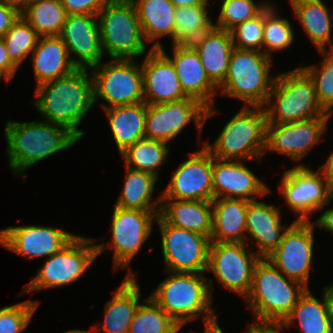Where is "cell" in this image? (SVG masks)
I'll return each mask as SVG.
<instances>
[{"label": "cell", "instance_id": "obj_1", "mask_svg": "<svg viewBox=\"0 0 333 333\" xmlns=\"http://www.w3.org/2000/svg\"><path fill=\"white\" fill-rule=\"evenodd\" d=\"M88 70L77 68L64 77L39 85L35 89L37 99L31 101L44 121L65 126L79 139L85 132L78 127L94 106L93 80Z\"/></svg>", "mask_w": 333, "mask_h": 333}, {"label": "cell", "instance_id": "obj_2", "mask_svg": "<svg viewBox=\"0 0 333 333\" xmlns=\"http://www.w3.org/2000/svg\"><path fill=\"white\" fill-rule=\"evenodd\" d=\"M4 128L8 166L14 175H22L24 182L26 169L51 155L73 147L80 140L65 126L47 121L10 120L5 123Z\"/></svg>", "mask_w": 333, "mask_h": 333}, {"label": "cell", "instance_id": "obj_3", "mask_svg": "<svg viewBox=\"0 0 333 333\" xmlns=\"http://www.w3.org/2000/svg\"><path fill=\"white\" fill-rule=\"evenodd\" d=\"M169 275L150 295L181 327L200 314L205 325L218 321L213 309V282L204 273H174ZM209 280V281H208Z\"/></svg>", "mask_w": 333, "mask_h": 333}, {"label": "cell", "instance_id": "obj_4", "mask_svg": "<svg viewBox=\"0 0 333 333\" xmlns=\"http://www.w3.org/2000/svg\"><path fill=\"white\" fill-rule=\"evenodd\" d=\"M306 289L300 282L284 276L268 258H261L244 301L255 316L254 323L282 324Z\"/></svg>", "mask_w": 333, "mask_h": 333}, {"label": "cell", "instance_id": "obj_5", "mask_svg": "<svg viewBox=\"0 0 333 333\" xmlns=\"http://www.w3.org/2000/svg\"><path fill=\"white\" fill-rule=\"evenodd\" d=\"M273 97H275L274 100L276 99L274 102ZM263 108L267 124L300 122L326 117V111L317 100L313 80L301 67L275 76Z\"/></svg>", "mask_w": 333, "mask_h": 333}, {"label": "cell", "instance_id": "obj_6", "mask_svg": "<svg viewBox=\"0 0 333 333\" xmlns=\"http://www.w3.org/2000/svg\"><path fill=\"white\" fill-rule=\"evenodd\" d=\"M266 113L261 106H243L223 127L214 144L204 146L214 158L262 161L266 146Z\"/></svg>", "mask_w": 333, "mask_h": 333}, {"label": "cell", "instance_id": "obj_7", "mask_svg": "<svg viewBox=\"0 0 333 333\" xmlns=\"http://www.w3.org/2000/svg\"><path fill=\"white\" fill-rule=\"evenodd\" d=\"M272 59L263 52L233 48L224 82L218 91L244 106H261L267 101L275 77L271 78Z\"/></svg>", "mask_w": 333, "mask_h": 333}, {"label": "cell", "instance_id": "obj_8", "mask_svg": "<svg viewBox=\"0 0 333 333\" xmlns=\"http://www.w3.org/2000/svg\"><path fill=\"white\" fill-rule=\"evenodd\" d=\"M104 54L111 59H136L146 53L140 21L131 0H110L98 13Z\"/></svg>", "mask_w": 333, "mask_h": 333}, {"label": "cell", "instance_id": "obj_9", "mask_svg": "<svg viewBox=\"0 0 333 333\" xmlns=\"http://www.w3.org/2000/svg\"><path fill=\"white\" fill-rule=\"evenodd\" d=\"M94 241V238L76 235L60 251L46 259L20 296L27 292L74 284L97 258Z\"/></svg>", "mask_w": 333, "mask_h": 333}, {"label": "cell", "instance_id": "obj_10", "mask_svg": "<svg viewBox=\"0 0 333 333\" xmlns=\"http://www.w3.org/2000/svg\"><path fill=\"white\" fill-rule=\"evenodd\" d=\"M93 102L103 99V109L144 101L141 64L135 59H111L91 68Z\"/></svg>", "mask_w": 333, "mask_h": 333}, {"label": "cell", "instance_id": "obj_11", "mask_svg": "<svg viewBox=\"0 0 333 333\" xmlns=\"http://www.w3.org/2000/svg\"><path fill=\"white\" fill-rule=\"evenodd\" d=\"M281 179L278 189L290 210L299 215L296 220H311L309 216L333 199V184L320 169L314 171L303 163L297 164L284 171Z\"/></svg>", "mask_w": 333, "mask_h": 333}, {"label": "cell", "instance_id": "obj_12", "mask_svg": "<svg viewBox=\"0 0 333 333\" xmlns=\"http://www.w3.org/2000/svg\"><path fill=\"white\" fill-rule=\"evenodd\" d=\"M155 221L161 234V250L165 271L206 273L209 262L210 237L168 224L160 215Z\"/></svg>", "mask_w": 333, "mask_h": 333}, {"label": "cell", "instance_id": "obj_13", "mask_svg": "<svg viewBox=\"0 0 333 333\" xmlns=\"http://www.w3.org/2000/svg\"><path fill=\"white\" fill-rule=\"evenodd\" d=\"M216 113V106L207 108L190 97L163 104H146L145 138L168 144L192 121L201 135L207 119Z\"/></svg>", "mask_w": 333, "mask_h": 333}, {"label": "cell", "instance_id": "obj_14", "mask_svg": "<svg viewBox=\"0 0 333 333\" xmlns=\"http://www.w3.org/2000/svg\"><path fill=\"white\" fill-rule=\"evenodd\" d=\"M160 211H141L123 209L114 206L111 233L112 242L96 244L97 257L106 248L114 251V271L125 269L129 266L134 256L139 252L143 243L150 237L153 222Z\"/></svg>", "mask_w": 333, "mask_h": 333}, {"label": "cell", "instance_id": "obj_15", "mask_svg": "<svg viewBox=\"0 0 333 333\" xmlns=\"http://www.w3.org/2000/svg\"><path fill=\"white\" fill-rule=\"evenodd\" d=\"M246 243L211 242L207 271L232 292L248 295L255 266L261 259Z\"/></svg>", "mask_w": 333, "mask_h": 333}, {"label": "cell", "instance_id": "obj_16", "mask_svg": "<svg viewBox=\"0 0 333 333\" xmlns=\"http://www.w3.org/2000/svg\"><path fill=\"white\" fill-rule=\"evenodd\" d=\"M314 227L311 220H294L284 231L278 247L267 257L284 276L307 288L314 251Z\"/></svg>", "mask_w": 333, "mask_h": 333}, {"label": "cell", "instance_id": "obj_17", "mask_svg": "<svg viewBox=\"0 0 333 333\" xmlns=\"http://www.w3.org/2000/svg\"><path fill=\"white\" fill-rule=\"evenodd\" d=\"M169 184L161 194L162 199L212 201V154L204 146L189 155L173 171Z\"/></svg>", "mask_w": 333, "mask_h": 333}, {"label": "cell", "instance_id": "obj_18", "mask_svg": "<svg viewBox=\"0 0 333 333\" xmlns=\"http://www.w3.org/2000/svg\"><path fill=\"white\" fill-rule=\"evenodd\" d=\"M76 235L62 228L21 225L0 230V245L25 259L50 257Z\"/></svg>", "mask_w": 333, "mask_h": 333}, {"label": "cell", "instance_id": "obj_19", "mask_svg": "<svg viewBox=\"0 0 333 333\" xmlns=\"http://www.w3.org/2000/svg\"><path fill=\"white\" fill-rule=\"evenodd\" d=\"M326 126V117L300 122L267 124L264 152H278L295 162L301 161L304 156L309 155L310 148L320 142Z\"/></svg>", "mask_w": 333, "mask_h": 333}, {"label": "cell", "instance_id": "obj_20", "mask_svg": "<svg viewBox=\"0 0 333 333\" xmlns=\"http://www.w3.org/2000/svg\"><path fill=\"white\" fill-rule=\"evenodd\" d=\"M59 36L67 47L70 60L77 68L91 69L102 62L105 55L98 15H67Z\"/></svg>", "mask_w": 333, "mask_h": 333}, {"label": "cell", "instance_id": "obj_21", "mask_svg": "<svg viewBox=\"0 0 333 333\" xmlns=\"http://www.w3.org/2000/svg\"><path fill=\"white\" fill-rule=\"evenodd\" d=\"M159 40L151 48L159 49L173 64L181 88L187 97L201 102L207 108L214 107L218 88L207 77L197 51L191 44L173 45L172 57L164 51Z\"/></svg>", "mask_w": 333, "mask_h": 333}, {"label": "cell", "instance_id": "obj_22", "mask_svg": "<svg viewBox=\"0 0 333 333\" xmlns=\"http://www.w3.org/2000/svg\"><path fill=\"white\" fill-rule=\"evenodd\" d=\"M213 195L215 198L256 200L270 189L244 162L212 156Z\"/></svg>", "mask_w": 333, "mask_h": 333}, {"label": "cell", "instance_id": "obj_23", "mask_svg": "<svg viewBox=\"0 0 333 333\" xmlns=\"http://www.w3.org/2000/svg\"><path fill=\"white\" fill-rule=\"evenodd\" d=\"M141 68L146 104H163L188 98L172 62L159 49H149Z\"/></svg>", "mask_w": 333, "mask_h": 333}, {"label": "cell", "instance_id": "obj_24", "mask_svg": "<svg viewBox=\"0 0 333 333\" xmlns=\"http://www.w3.org/2000/svg\"><path fill=\"white\" fill-rule=\"evenodd\" d=\"M280 209L275 205L253 200L248 201L246 209V244L247 240H255L256 254L267 258L280 244L287 222L281 225ZM283 231V232H282ZM282 232V233H281Z\"/></svg>", "mask_w": 333, "mask_h": 333}, {"label": "cell", "instance_id": "obj_25", "mask_svg": "<svg viewBox=\"0 0 333 333\" xmlns=\"http://www.w3.org/2000/svg\"><path fill=\"white\" fill-rule=\"evenodd\" d=\"M128 271L123 282L110 301L105 305L104 322L102 326L92 327L93 333H129L130 323L140 305V286L136 275Z\"/></svg>", "mask_w": 333, "mask_h": 333}, {"label": "cell", "instance_id": "obj_26", "mask_svg": "<svg viewBox=\"0 0 333 333\" xmlns=\"http://www.w3.org/2000/svg\"><path fill=\"white\" fill-rule=\"evenodd\" d=\"M191 45L197 51L207 77L218 88L226 78L234 48L231 31L213 27Z\"/></svg>", "mask_w": 333, "mask_h": 333}, {"label": "cell", "instance_id": "obj_27", "mask_svg": "<svg viewBox=\"0 0 333 333\" xmlns=\"http://www.w3.org/2000/svg\"><path fill=\"white\" fill-rule=\"evenodd\" d=\"M31 55L36 87L77 69L60 36H40Z\"/></svg>", "mask_w": 333, "mask_h": 333}, {"label": "cell", "instance_id": "obj_28", "mask_svg": "<svg viewBox=\"0 0 333 333\" xmlns=\"http://www.w3.org/2000/svg\"><path fill=\"white\" fill-rule=\"evenodd\" d=\"M159 215L175 227L211 236L213 229L211 201L162 199Z\"/></svg>", "mask_w": 333, "mask_h": 333}, {"label": "cell", "instance_id": "obj_29", "mask_svg": "<svg viewBox=\"0 0 333 333\" xmlns=\"http://www.w3.org/2000/svg\"><path fill=\"white\" fill-rule=\"evenodd\" d=\"M211 202L213 210L211 242L246 243L248 200L215 198Z\"/></svg>", "mask_w": 333, "mask_h": 333}, {"label": "cell", "instance_id": "obj_30", "mask_svg": "<svg viewBox=\"0 0 333 333\" xmlns=\"http://www.w3.org/2000/svg\"><path fill=\"white\" fill-rule=\"evenodd\" d=\"M295 18L318 51H326L327 46L333 50V10L322 0H289Z\"/></svg>", "mask_w": 333, "mask_h": 333}, {"label": "cell", "instance_id": "obj_31", "mask_svg": "<svg viewBox=\"0 0 333 333\" xmlns=\"http://www.w3.org/2000/svg\"><path fill=\"white\" fill-rule=\"evenodd\" d=\"M103 110L120 154L136 141L145 138V102L112 106Z\"/></svg>", "mask_w": 333, "mask_h": 333}, {"label": "cell", "instance_id": "obj_32", "mask_svg": "<svg viewBox=\"0 0 333 333\" xmlns=\"http://www.w3.org/2000/svg\"><path fill=\"white\" fill-rule=\"evenodd\" d=\"M125 181L116 207L141 211H160L161 195L152 198L158 177L145 171L125 168Z\"/></svg>", "mask_w": 333, "mask_h": 333}, {"label": "cell", "instance_id": "obj_33", "mask_svg": "<svg viewBox=\"0 0 333 333\" xmlns=\"http://www.w3.org/2000/svg\"><path fill=\"white\" fill-rule=\"evenodd\" d=\"M146 42L168 35L173 42L176 7L170 0H131Z\"/></svg>", "mask_w": 333, "mask_h": 333}, {"label": "cell", "instance_id": "obj_34", "mask_svg": "<svg viewBox=\"0 0 333 333\" xmlns=\"http://www.w3.org/2000/svg\"><path fill=\"white\" fill-rule=\"evenodd\" d=\"M322 298L320 301L307 288L293 307L291 314L281 324L283 328L296 325L298 321L301 333H332L324 292Z\"/></svg>", "mask_w": 333, "mask_h": 333}, {"label": "cell", "instance_id": "obj_35", "mask_svg": "<svg viewBox=\"0 0 333 333\" xmlns=\"http://www.w3.org/2000/svg\"><path fill=\"white\" fill-rule=\"evenodd\" d=\"M21 15L39 36H59L67 17L61 0L31 1Z\"/></svg>", "mask_w": 333, "mask_h": 333}, {"label": "cell", "instance_id": "obj_36", "mask_svg": "<svg viewBox=\"0 0 333 333\" xmlns=\"http://www.w3.org/2000/svg\"><path fill=\"white\" fill-rule=\"evenodd\" d=\"M207 5L184 6L175 9L173 45L192 44L214 27Z\"/></svg>", "mask_w": 333, "mask_h": 333}, {"label": "cell", "instance_id": "obj_37", "mask_svg": "<svg viewBox=\"0 0 333 333\" xmlns=\"http://www.w3.org/2000/svg\"><path fill=\"white\" fill-rule=\"evenodd\" d=\"M169 146L162 141L144 138L136 141L120 155L126 167L149 172L158 177L156 169L167 162Z\"/></svg>", "mask_w": 333, "mask_h": 333}, {"label": "cell", "instance_id": "obj_38", "mask_svg": "<svg viewBox=\"0 0 333 333\" xmlns=\"http://www.w3.org/2000/svg\"><path fill=\"white\" fill-rule=\"evenodd\" d=\"M137 308L129 333H178L182 327L149 296Z\"/></svg>", "mask_w": 333, "mask_h": 333}, {"label": "cell", "instance_id": "obj_39", "mask_svg": "<svg viewBox=\"0 0 333 333\" xmlns=\"http://www.w3.org/2000/svg\"><path fill=\"white\" fill-rule=\"evenodd\" d=\"M278 12L270 3L264 8L263 53L270 58L272 52L289 48L295 38L290 21Z\"/></svg>", "mask_w": 333, "mask_h": 333}, {"label": "cell", "instance_id": "obj_40", "mask_svg": "<svg viewBox=\"0 0 333 333\" xmlns=\"http://www.w3.org/2000/svg\"><path fill=\"white\" fill-rule=\"evenodd\" d=\"M39 35L21 15L2 37L10 61L19 69L23 61L32 54Z\"/></svg>", "mask_w": 333, "mask_h": 333}, {"label": "cell", "instance_id": "obj_41", "mask_svg": "<svg viewBox=\"0 0 333 333\" xmlns=\"http://www.w3.org/2000/svg\"><path fill=\"white\" fill-rule=\"evenodd\" d=\"M264 2L256 4L253 0H223L214 27L231 31L237 25L257 16L269 4V1Z\"/></svg>", "mask_w": 333, "mask_h": 333}, {"label": "cell", "instance_id": "obj_42", "mask_svg": "<svg viewBox=\"0 0 333 333\" xmlns=\"http://www.w3.org/2000/svg\"><path fill=\"white\" fill-rule=\"evenodd\" d=\"M324 57L320 67L300 66L315 85L319 104L326 111L333 104V50L318 51Z\"/></svg>", "mask_w": 333, "mask_h": 333}, {"label": "cell", "instance_id": "obj_43", "mask_svg": "<svg viewBox=\"0 0 333 333\" xmlns=\"http://www.w3.org/2000/svg\"><path fill=\"white\" fill-rule=\"evenodd\" d=\"M264 9L231 30L234 48L263 52Z\"/></svg>", "mask_w": 333, "mask_h": 333}, {"label": "cell", "instance_id": "obj_44", "mask_svg": "<svg viewBox=\"0 0 333 333\" xmlns=\"http://www.w3.org/2000/svg\"><path fill=\"white\" fill-rule=\"evenodd\" d=\"M39 302L26 300L0 309V333H22L29 325Z\"/></svg>", "mask_w": 333, "mask_h": 333}, {"label": "cell", "instance_id": "obj_45", "mask_svg": "<svg viewBox=\"0 0 333 333\" xmlns=\"http://www.w3.org/2000/svg\"><path fill=\"white\" fill-rule=\"evenodd\" d=\"M110 0H61L67 15L89 14L98 15Z\"/></svg>", "mask_w": 333, "mask_h": 333}, {"label": "cell", "instance_id": "obj_46", "mask_svg": "<svg viewBox=\"0 0 333 333\" xmlns=\"http://www.w3.org/2000/svg\"><path fill=\"white\" fill-rule=\"evenodd\" d=\"M20 16L19 8L0 0V38L8 32Z\"/></svg>", "mask_w": 333, "mask_h": 333}, {"label": "cell", "instance_id": "obj_47", "mask_svg": "<svg viewBox=\"0 0 333 333\" xmlns=\"http://www.w3.org/2000/svg\"><path fill=\"white\" fill-rule=\"evenodd\" d=\"M18 68L10 61L6 51L5 43L0 38V73L6 76L9 81L13 79L17 73Z\"/></svg>", "mask_w": 333, "mask_h": 333}, {"label": "cell", "instance_id": "obj_48", "mask_svg": "<svg viewBox=\"0 0 333 333\" xmlns=\"http://www.w3.org/2000/svg\"><path fill=\"white\" fill-rule=\"evenodd\" d=\"M283 326L281 324H248L245 332L242 333H282Z\"/></svg>", "mask_w": 333, "mask_h": 333}, {"label": "cell", "instance_id": "obj_49", "mask_svg": "<svg viewBox=\"0 0 333 333\" xmlns=\"http://www.w3.org/2000/svg\"><path fill=\"white\" fill-rule=\"evenodd\" d=\"M319 229H325L333 234V207L324 212L313 222Z\"/></svg>", "mask_w": 333, "mask_h": 333}, {"label": "cell", "instance_id": "obj_50", "mask_svg": "<svg viewBox=\"0 0 333 333\" xmlns=\"http://www.w3.org/2000/svg\"><path fill=\"white\" fill-rule=\"evenodd\" d=\"M322 289H323L324 295L326 297L330 325H331V330L333 333V284L325 286Z\"/></svg>", "mask_w": 333, "mask_h": 333}, {"label": "cell", "instance_id": "obj_51", "mask_svg": "<svg viewBox=\"0 0 333 333\" xmlns=\"http://www.w3.org/2000/svg\"><path fill=\"white\" fill-rule=\"evenodd\" d=\"M319 169L325 174V176L330 180L333 184V151L331 155L326 160L325 164L319 166Z\"/></svg>", "mask_w": 333, "mask_h": 333}, {"label": "cell", "instance_id": "obj_52", "mask_svg": "<svg viewBox=\"0 0 333 333\" xmlns=\"http://www.w3.org/2000/svg\"><path fill=\"white\" fill-rule=\"evenodd\" d=\"M173 5L178 7L184 6H196V5H208L210 3L208 0H170Z\"/></svg>", "mask_w": 333, "mask_h": 333}, {"label": "cell", "instance_id": "obj_53", "mask_svg": "<svg viewBox=\"0 0 333 333\" xmlns=\"http://www.w3.org/2000/svg\"><path fill=\"white\" fill-rule=\"evenodd\" d=\"M204 326H205L204 333H224L223 330L218 325V321Z\"/></svg>", "mask_w": 333, "mask_h": 333}, {"label": "cell", "instance_id": "obj_54", "mask_svg": "<svg viewBox=\"0 0 333 333\" xmlns=\"http://www.w3.org/2000/svg\"><path fill=\"white\" fill-rule=\"evenodd\" d=\"M2 1L6 2L7 4L16 6L20 10H22L29 3V0H2Z\"/></svg>", "mask_w": 333, "mask_h": 333}, {"label": "cell", "instance_id": "obj_55", "mask_svg": "<svg viewBox=\"0 0 333 333\" xmlns=\"http://www.w3.org/2000/svg\"><path fill=\"white\" fill-rule=\"evenodd\" d=\"M94 331L91 329L90 331L80 330V329H72L68 330L65 333H93Z\"/></svg>", "mask_w": 333, "mask_h": 333}, {"label": "cell", "instance_id": "obj_56", "mask_svg": "<svg viewBox=\"0 0 333 333\" xmlns=\"http://www.w3.org/2000/svg\"><path fill=\"white\" fill-rule=\"evenodd\" d=\"M333 104L326 110V113H325V116H326V120H327V124H328V121L331 119V115L332 112H333Z\"/></svg>", "mask_w": 333, "mask_h": 333}, {"label": "cell", "instance_id": "obj_57", "mask_svg": "<svg viewBox=\"0 0 333 333\" xmlns=\"http://www.w3.org/2000/svg\"><path fill=\"white\" fill-rule=\"evenodd\" d=\"M3 77L5 78V80H6V81H8V82H9V80H8V79H6V76H5V75H3L2 73H0V82L2 81Z\"/></svg>", "mask_w": 333, "mask_h": 333}]
</instances>
